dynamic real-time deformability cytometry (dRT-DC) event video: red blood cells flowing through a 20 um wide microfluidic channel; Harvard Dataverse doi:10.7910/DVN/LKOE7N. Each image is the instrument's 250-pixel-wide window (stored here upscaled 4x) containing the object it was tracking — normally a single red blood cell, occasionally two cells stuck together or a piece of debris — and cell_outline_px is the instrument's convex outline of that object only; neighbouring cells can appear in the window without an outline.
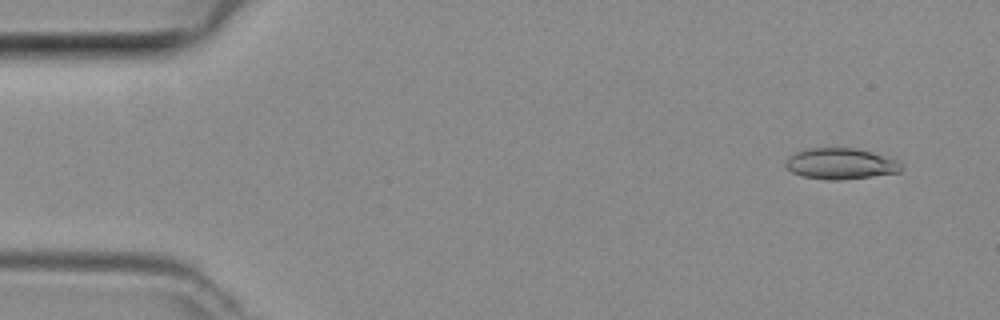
{"species": "common noctule bat (a hibernating species)", "species_latin": "Nyctalus noctula", "temperature_condition": "room temperature", "stored_images_in_passage": 48, "camera_frame_rate_fps": 3000, "um_per_image_px": 0.085, "animal": {"sex": "female", "body_mass_g": 29.2, "forearm_length_mm": 56.3}, "frame": {"image": 1, "passage_image": 4, "time_ms": 1.0, "image_size_px": [1000, 320], "cell_outline_px": [[904, 168], [900, 172], [872, 176], [840, 180], [828, 180], [804, 176], [792, 172], [784, 164], [788, 156], [804, 148], [856, 148], [872, 152], [896, 160]], "centroid_in_image_um": [71.43, 13.91], "position_along_channel_um": 13.6, "area_um2": 20.87}}
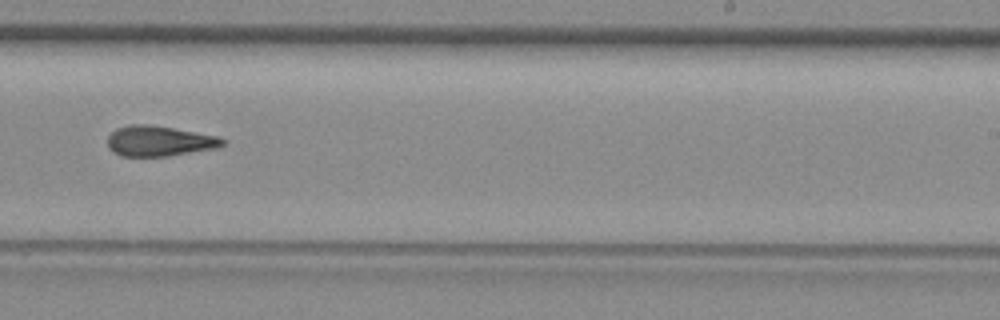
{"frame": {"image": 2, "passage_image": 30, "time_ms": 9.667, "image_size_px": [1000, 320], "cell_outline_px": [[224, 144], [216, 148], [168, 156], [120, 156], [112, 152], [108, 148], [108, 136], [116, 128], [132, 124], [148, 124], [172, 128], [216, 136], [224, 140]], "centroid_in_image_um": [13.47, 11.99], "position_along_channel_um": 275.5, "area_um2": 20.17}}
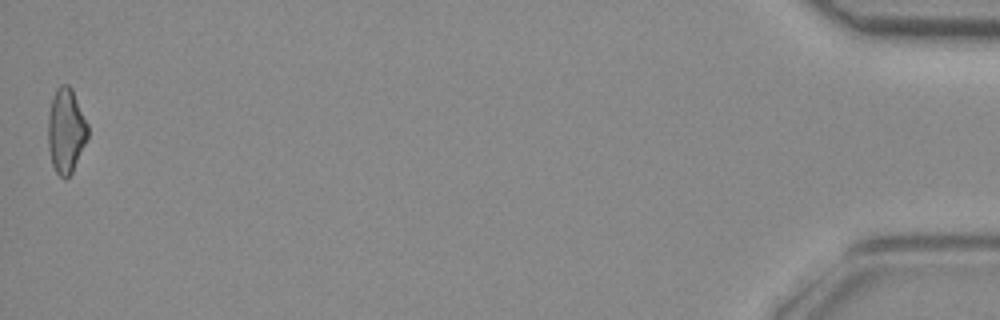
{"frame": {"image": 3, "passage_image": 48, "time_ms": 15.667, "image_size_px": [1000, 320], "cell_outline_px": [[88, 136], [72, 172], [64, 180], [56, 172], [52, 164], [48, 148], [48, 112], [56, 88], [60, 84], [68, 84], [72, 88], [88, 124]], "centroid_in_image_um": [5.6, 11.09], "position_along_channel_um": 429.6, "area_um2": 19.65}}